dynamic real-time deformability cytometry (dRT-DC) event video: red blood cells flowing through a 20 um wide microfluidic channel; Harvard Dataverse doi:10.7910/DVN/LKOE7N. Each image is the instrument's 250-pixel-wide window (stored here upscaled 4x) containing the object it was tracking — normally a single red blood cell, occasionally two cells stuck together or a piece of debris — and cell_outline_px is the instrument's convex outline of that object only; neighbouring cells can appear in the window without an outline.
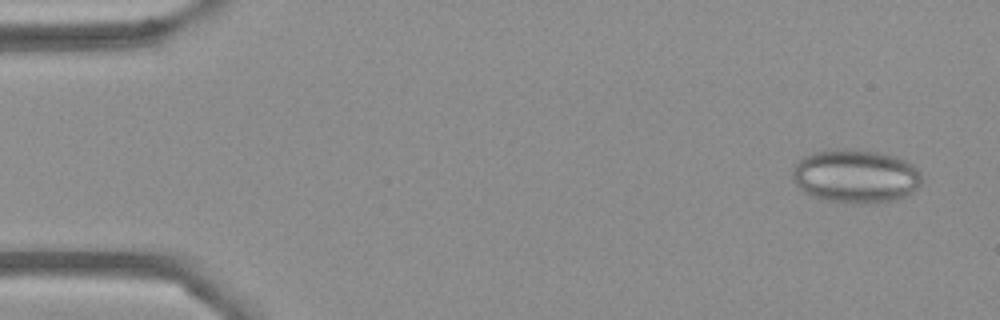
{"species": "Egyptian fruit bat (a non-hibernating species)", "species_latin": "Rousettus aegyptiacus", "temperature_condition": "cold", "stored_images_in_passage": 54, "camera_frame_rate_fps": 3000, "um_per_image_px": 0.085, "frame": {"image": 1, "passage_image": 3, "time_ms": 0.667, "image_size_px": [1000, 320], "cell_outline_px": [[920, 184], [912, 192], [896, 200], [860, 204], [852, 204], [828, 200], [812, 196], [804, 192], [792, 180], [792, 168], [804, 156], [812, 152], [836, 148], [844, 148], [876, 152], [896, 156], [912, 164], [920, 172]], "centroid_in_image_um": [72.69, 14.97], "position_along_channel_um": 12.3, "area_um2": 40.46}}
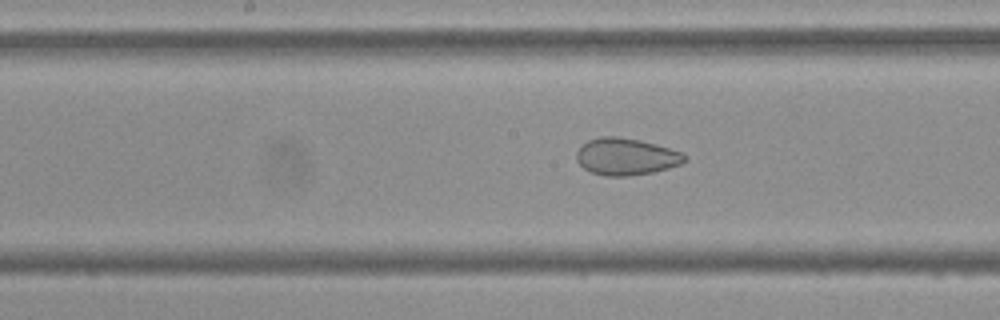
{"frame": {"image": 2, "passage_image": 27, "time_ms": 8.667, "image_size_px": [1000, 320], "cell_outline_px": [[684, 160], [680, 164], [668, 168], [652, 172], [628, 176], [604, 176], [592, 172], [584, 168], [576, 160], [576, 152], [588, 140], [600, 136], [616, 136], [640, 140], [656, 144], [680, 152], [684, 156]], "centroid_in_image_um": [53.17, 13.31], "position_along_channel_um": 195.0, "area_um2": 23.0}}
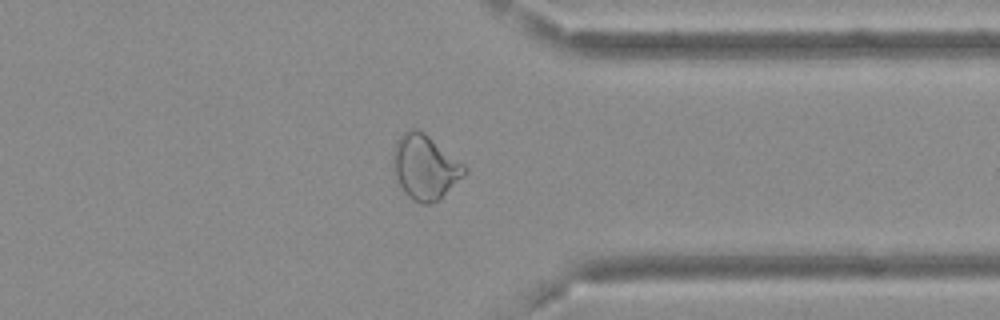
{"frame": {"image": 3, "passage_image": 42, "time_ms": 13.667, "image_size_px": [1000, 320], "cell_outline_px": [[468, 172], [436, 200], [428, 204], [420, 204], [412, 200], [404, 192], [396, 176], [392, 164], [392, 152], [396, 140], [408, 128], [416, 128], [424, 132], [464, 164], [468, 168]], "centroid_in_image_um": [36.1, 14.17], "position_along_channel_um": 375.3, "area_um2": 26.7}, "authors_computed_cell_mechanics": {"area_um2": 28.2064, "velocity_mm_per_s": 3.6986, "shape_relaxation_time_tau1_ms": null, "shape_relaxation_time_tau2_ms": 2.4992, "deformation_change_tau1": null, "deformation_change_tau2": 0.0668}}